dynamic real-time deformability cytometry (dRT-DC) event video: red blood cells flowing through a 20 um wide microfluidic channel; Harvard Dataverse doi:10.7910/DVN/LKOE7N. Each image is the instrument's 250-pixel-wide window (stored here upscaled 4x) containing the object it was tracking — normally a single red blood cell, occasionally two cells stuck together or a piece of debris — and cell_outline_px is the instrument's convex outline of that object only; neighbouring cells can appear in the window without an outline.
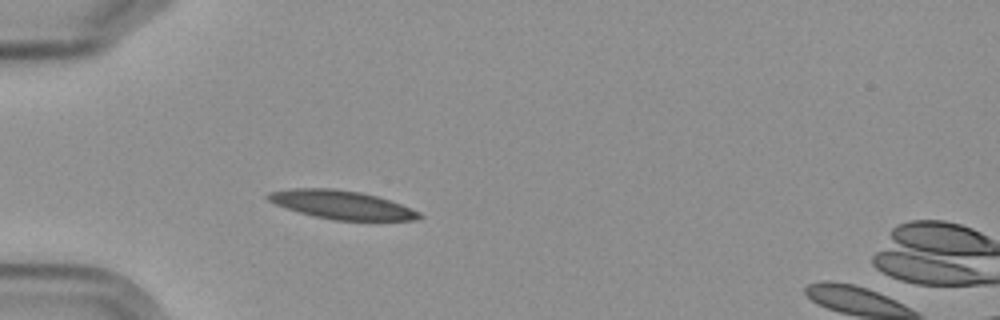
{"species": "Egyptian fruit bat (a non-hibernating species)", "species_latin": "Rousettus aegyptiacus", "temperature_condition": "cold", "stored_images_in_passage": 5, "camera_frame_rate_fps": 3000, "um_per_image_px": 0.085, "frame": {"image": 1, "passage_image": 4, "time_ms": 4.667, "image_size_px": [1000, 320], "cell_outline_px": [[424, 216], [416, 220], [332, 220], [312, 216], [276, 204], [268, 200], [264, 196], [268, 192], [292, 188], [332, 188], [360, 192], [376, 196], [400, 204], [420, 212]], "centroid_in_image_um": [29.02, 17.4], "position_along_channel_um": 56.0, "area_um2": 24.97}}